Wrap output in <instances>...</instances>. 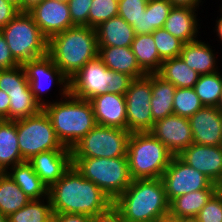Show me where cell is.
<instances>
[{
    "mask_svg": "<svg viewBox=\"0 0 222 222\" xmlns=\"http://www.w3.org/2000/svg\"><path fill=\"white\" fill-rule=\"evenodd\" d=\"M49 40L52 36L73 27L68 3L44 0L28 12Z\"/></svg>",
    "mask_w": 222,
    "mask_h": 222,
    "instance_id": "2e32d148",
    "label": "cell"
},
{
    "mask_svg": "<svg viewBox=\"0 0 222 222\" xmlns=\"http://www.w3.org/2000/svg\"><path fill=\"white\" fill-rule=\"evenodd\" d=\"M152 35L158 54L163 61L180 56L184 43L164 27L156 29Z\"/></svg>",
    "mask_w": 222,
    "mask_h": 222,
    "instance_id": "e575fe53",
    "label": "cell"
},
{
    "mask_svg": "<svg viewBox=\"0 0 222 222\" xmlns=\"http://www.w3.org/2000/svg\"><path fill=\"white\" fill-rule=\"evenodd\" d=\"M135 35L150 34V19H149V0L145 11L138 19V24L133 28Z\"/></svg>",
    "mask_w": 222,
    "mask_h": 222,
    "instance_id": "7dc6e473",
    "label": "cell"
},
{
    "mask_svg": "<svg viewBox=\"0 0 222 222\" xmlns=\"http://www.w3.org/2000/svg\"><path fill=\"white\" fill-rule=\"evenodd\" d=\"M203 106L194 88H176L173 114L189 118Z\"/></svg>",
    "mask_w": 222,
    "mask_h": 222,
    "instance_id": "836d02e7",
    "label": "cell"
},
{
    "mask_svg": "<svg viewBox=\"0 0 222 222\" xmlns=\"http://www.w3.org/2000/svg\"><path fill=\"white\" fill-rule=\"evenodd\" d=\"M98 57L108 69L125 73L133 79L147 75L139 66L131 46H98Z\"/></svg>",
    "mask_w": 222,
    "mask_h": 222,
    "instance_id": "44dd1931",
    "label": "cell"
},
{
    "mask_svg": "<svg viewBox=\"0 0 222 222\" xmlns=\"http://www.w3.org/2000/svg\"><path fill=\"white\" fill-rule=\"evenodd\" d=\"M34 172L49 188L72 166L71 150H48L28 161Z\"/></svg>",
    "mask_w": 222,
    "mask_h": 222,
    "instance_id": "d6986e66",
    "label": "cell"
},
{
    "mask_svg": "<svg viewBox=\"0 0 222 222\" xmlns=\"http://www.w3.org/2000/svg\"><path fill=\"white\" fill-rule=\"evenodd\" d=\"M118 16V0H93L89 10L88 27L96 28L104 21Z\"/></svg>",
    "mask_w": 222,
    "mask_h": 222,
    "instance_id": "8d00e7d4",
    "label": "cell"
},
{
    "mask_svg": "<svg viewBox=\"0 0 222 222\" xmlns=\"http://www.w3.org/2000/svg\"><path fill=\"white\" fill-rule=\"evenodd\" d=\"M59 100L48 102L43 110L59 141L64 147L72 149L97 125L93 107L89 100L76 98L70 93Z\"/></svg>",
    "mask_w": 222,
    "mask_h": 222,
    "instance_id": "277c9868",
    "label": "cell"
},
{
    "mask_svg": "<svg viewBox=\"0 0 222 222\" xmlns=\"http://www.w3.org/2000/svg\"><path fill=\"white\" fill-rule=\"evenodd\" d=\"M45 200V201H44ZM53 210L49 197L31 200L8 216V222H52Z\"/></svg>",
    "mask_w": 222,
    "mask_h": 222,
    "instance_id": "4dcf8cb0",
    "label": "cell"
},
{
    "mask_svg": "<svg viewBox=\"0 0 222 222\" xmlns=\"http://www.w3.org/2000/svg\"><path fill=\"white\" fill-rule=\"evenodd\" d=\"M52 222H92V217L75 213H53Z\"/></svg>",
    "mask_w": 222,
    "mask_h": 222,
    "instance_id": "bcb514c9",
    "label": "cell"
},
{
    "mask_svg": "<svg viewBox=\"0 0 222 222\" xmlns=\"http://www.w3.org/2000/svg\"><path fill=\"white\" fill-rule=\"evenodd\" d=\"M48 55L70 79L98 56L96 30L88 26H73L52 36L48 40Z\"/></svg>",
    "mask_w": 222,
    "mask_h": 222,
    "instance_id": "3957f363",
    "label": "cell"
},
{
    "mask_svg": "<svg viewBox=\"0 0 222 222\" xmlns=\"http://www.w3.org/2000/svg\"><path fill=\"white\" fill-rule=\"evenodd\" d=\"M56 1H60V2H65V3H67L69 0H56Z\"/></svg>",
    "mask_w": 222,
    "mask_h": 222,
    "instance_id": "680465c9",
    "label": "cell"
},
{
    "mask_svg": "<svg viewBox=\"0 0 222 222\" xmlns=\"http://www.w3.org/2000/svg\"><path fill=\"white\" fill-rule=\"evenodd\" d=\"M173 5L168 0H149L150 34L163 28Z\"/></svg>",
    "mask_w": 222,
    "mask_h": 222,
    "instance_id": "f35d334b",
    "label": "cell"
},
{
    "mask_svg": "<svg viewBox=\"0 0 222 222\" xmlns=\"http://www.w3.org/2000/svg\"><path fill=\"white\" fill-rule=\"evenodd\" d=\"M13 4L15 7L19 9L20 12H22V0H6Z\"/></svg>",
    "mask_w": 222,
    "mask_h": 222,
    "instance_id": "db71d44e",
    "label": "cell"
},
{
    "mask_svg": "<svg viewBox=\"0 0 222 222\" xmlns=\"http://www.w3.org/2000/svg\"><path fill=\"white\" fill-rule=\"evenodd\" d=\"M22 66L34 98L42 108L49 102V100L45 102L42 94H46L49 90H51L50 88L52 84L59 85V94L62 98L66 97L70 93L69 79L55 65L53 59L48 54L43 57L24 62Z\"/></svg>",
    "mask_w": 222,
    "mask_h": 222,
    "instance_id": "8fae6325",
    "label": "cell"
},
{
    "mask_svg": "<svg viewBox=\"0 0 222 222\" xmlns=\"http://www.w3.org/2000/svg\"><path fill=\"white\" fill-rule=\"evenodd\" d=\"M44 0H22V12H29Z\"/></svg>",
    "mask_w": 222,
    "mask_h": 222,
    "instance_id": "f907efd6",
    "label": "cell"
},
{
    "mask_svg": "<svg viewBox=\"0 0 222 222\" xmlns=\"http://www.w3.org/2000/svg\"><path fill=\"white\" fill-rule=\"evenodd\" d=\"M10 97L9 121H16L39 113L43 108L35 100L31 88L27 91L7 92Z\"/></svg>",
    "mask_w": 222,
    "mask_h": 222,
    "instance_id": "1f68e13d",
    "label": "cell"
},
{
    "mask_svg": "<svg viewBox=\"0 0 222 222\" xmlns=\"http://www.w3.org/2000/svg\"><path fill=\"white\" fill-rule=\"evenodd\" d=\"M25 162L19 150L16 121L0 120V172Z\"/></svg>",
    "mask_w": 222,
    "mask_h": 222,
    "instance_id": "cb8c5ba5",
    "label": "cell"
},
{
    "mask_svg": "<svg viewBox=\"0 0 222 222\" xmlns=\"http://www.w3.org/2000/svg\"><path fill=\"white\" fill-rule=\"evenodd\" d=\"M0 31L12 56L21 65L48 54V39L28 12H19Z\"/></svg>",
    "mask_w": 222,
    "mask_h": 222,
    "instance_id": "52a82bcc",
    "label": "cell"
},
{
    "mask_svg": "<svg viewBox=\"0 0 222 222\" xmlns=\"http://www.w3.org/2000/svg\"><path fill=\"white\" fill-rule=\"evenodd\" d=\"M219 190L222 192V184L219 186Z\"/></svg>",
    "mask_w": 222,
    "mask_h": 222,
    "instance_id": "91938a15",
    "label": "cell"
},
{
    "mask_svg": "<svg viewBox=\"0 0 222 222\" xmlns=\"http://www.w3.org/2000/svg\"><path fill=\"white\" fill-rule=\"evenodd\" d=\"M31 199L20 189L7 172H0V212L9 216L27 205Z\"/></svg>",
    "mask_w": 222,
    "mask_h": 222,
    "instance_id": "f1b7e54d",
    "label": "cell"
},
{
    "mask_svg": "<svg viewBox=\"0 0 222 222\" xmlns=\"http://www.w3.org/2000/svg\"><path fill=\"white\" fill-rule=\"evenodd\" d=\"M152 84L151 73L133 79L125 93L127 108V130L150 132L154 121L151 113Z\"/></svg>",
    "mask_w": 222,
    "mask_h": 222,
    "instance_id": "30bf717a",
    "label": "cell"
},
{
    "mask_svg": "<svg viewBox=\"0 0 222 222\" xmlns=\"http://www.w3.org/2000/svg\"><path fill=\"white\" fill-rule=\"evenodd\" d=\"M174 155L150 132H133L127 146L132 179L161 178Z\"/></svg>",
    "mask_w": 222,
    "mask_h": 222,
    "instance_id": "5b68a950",
    "label": "cell"
},
{
    "mask_svg": "<svg viewBox=\"0 0 222 222\" xmlns=\"http://www.w3.org/2000/svg\"><path fill=\"white\" fill-rule=\"evenodd\" d=\"M217 108L219 109L220 112H222V94H221V97H220L219 104H218Z\"/></svg>",
    "mask_w": 222,
    "mask_h": 222,
    "instance_id": "6f0895ef",
    "label": "cell"
},
{
    "mask_svg": "<svg viewBox=\"0 0 222 222\" xmlns=\"http://www.w3.org/2000/svg\"><path fill=\"white\" fill-rule=\"evenodd\" d=\"M20 65L12 56L2 32L0 31V70Z\"/></svg>",
    "mask_w": 222,
    "mask_h": 222,
    "instance_id": "7bdbcfd3",
    "label": "cell"
},
{
    "mask_svg": "<svg viewBox=\"0 0 222 222\" xmlns=\"http://www.w3.org/2000/svg\"><path fill=\"white\" fill-rule=\"evenodd\" d=\"M93 0H69L68 6L74 26H88L89 10Z\"/></svg>",
    "mask_w": 222,
    "mask_h": 222,
    "instance_id": "60d3db41",
    "label": "cell"
},
{
    "mask_svg": "<svg viewBox=\"0 0 222 222\" xmlns=\"http://www.w3.org/2000/svg\"><path fill=\"white\" fill-rule=\"evenodd\" d=\"M131 48L139 66L147 74L156 73L160 69L163 60L158 54L152 33L135 35Z\"/></svg>",
    "mask_w": 222,
    "mask_h": 222,
    "instance_id": "f546056e",
    "label": "cell"
},
{
    "mask_svg": "<svg viewBox=\"0 0 222 222\" xmlns=\"http://www.w3.org/2000/svg\"><path fill=\"white\" fill-rule=\"evenodd\" d=\"M215 55L212 46L199 39L183 44L180 53V57L186 65L198 72L199 75L210 74L220 70L216 61L218 59Z\"/></svg>",
    "mask_w": 222,
    "mask_h": 222,
    "instance_id": "7402d4cb",
    "label": "cell"
},
{
    "mask_svg": "<svg viewBox=\"0 0 222 222\" xmlns=\"http://www.w3.org/2000/svg\"><path fill=\"white\" fill-rule=\"evenodd\" d=\"M92 222H125L120 211L112 204L107 210L92 217Z\"/></svg>",
    "mask_w": 222,
    "mask_h": 222,
    "instance_id": "f6af8a7d",
    "label": "cell"
},
{
    "mask_svg": "<svg viewBox=\"0 0 222 222\" xmlns=\"http://www.w3.org/2000/svg\"><path fill=\"white\" fill-rule=\"evenodd\" d=\"M72 165L86 179L98 186L112 201L131 184L128 157L72 158Z\"/></svg>",
    "mask_w": 222,
    "mask_h": 222,
    "instance_id": "8992f818",
    "label": "cell"
},
{
    "mask_svg": "<svg viewBox=\"0 0 222 222\" xmlns=\"http://www.w3.org/2000/svg\"><path fill=\"white\" fill-rule=\"evenodd\" d=\"M128 130L96 125L71 149L72 158H116L127 156Z\"/></svg>",
    "mask_w": 222,
    "mask_h": 222,
    "instance_id": "9c48e42d",
    "label": "cell"
},
{
    "mask_svg": "<svg viewBox=\"0 0 222 222\" xmlns=\"http://www.w3.org/2000/svg\"><path fill=\"white\" fill-rule=\"evenodd\" d=\"M95 30L98 46L128 47L135 38L133 27L120 16L104 21Z\"/></svg>",
    "mask_w": 222,
    "mask_h": 222,
    "instance_id": "603a6c76",
    "label": "cell"
},
{
    "mask_svg": "<svg viewBox=\"0 0 222 222\" xmlns=\"http://www.w3.org/2000/svg\"><path fill=\"white\" fill-rule=\"evenodd\" d=\"M197 12V13H196ZM198 10L190 7L173 6L167 17L164 28L184 44L198 39Z\"/></svg>",
    "mask_w": 222,
    "mask_h": 222,
    "instance_id": "ffe728a7",
    "label": "cell"
},
{
    "mask_svg": "<svg viewBox=\"0 0 222 222\" xmlns=\"http://www.w3.org/2000/svg\"><path fill=\"white\" fill-rule=\"evenodd\" d=\"M220 10V18L218 19L217 17V20H216V25H215V30L214 32L216 31V35L218 36L219 40L221 41L222 43V7Z\"/></svg>",
    "mask_w": 222,
    "mask_h": 222,
    "instance_id": "816d5d0a",
    "label": "cell"
},
{
    "mask_svg": "<svg viewBox=\"0 0 222 222\" xmlns=\"http://www.w3.org/2000/svg\"><path fill=\"white\" fill-rule=\"evenodd\" d=\"M219 188H206L179 196L169 202V216L174 218L197 217L200 210Z\"/></svg>",
    "mask_w": 222,
    "mask_h": 222,
    "instance_id": "d4e9b609",
    "label": "cell"
},
{
    "mask_svg": "<svg viewBox=\"0 0 222 222\" xmlns=\"http://www.w3.org/2000/svg\"><path fill=\"white\" fill-rule=\"evenodd\" d=\"M156 222H183V218L178 219L171 216H166L158 219Z\"/></svg>",
    "mask_w": 222,
    "mask_h": 222,
    "instance_id": "f5cc1de1",
    "label": "cell"
},
{
    "mask_svg": "<svg viewBox=\"0 0 222 222\" xmlns=\"http://www.w3.org/2000/svg\"><path fill=\"white\" fill-rule=\"evenodd\" d=\"M93 107L97 125L127 130V108L125 95L105 93L89 100Z\"/></svg>",
    "mask_w": 222,
    "mask_h": 222,
    "instance_id": "ac0fdd59",
    "label": "cell"
},
{
    "mask_svg": "<svg viewBox=\"0 0 222 222\" xmlns=\"http://www.w3.org/2000/svg\"><path fill=\"white\" fill-rule=\"evenodd\" d=\"M161 179L169 202L190 192L219 188L204 174L187 165L178 156L172 157Z\"/></svg>",
    "mask_w": 222,
    "mask_h": 222,
    "instance_id": "7c38bea8",
    "label": "cell"
},
{
    "mask_svg": "<svg viewBox=\"0 0 222 222\" xmlns=\"http://www.w3.org/2000/svg\"><path fill=\"white\" fill-rule=\"evenodd\" d=\"M16 128L19 150L24 161L48 150H71L59 141L43 109L33 116L16 120Z\"/></svg>",
    "mask_w": 222,
    "mask_h": 222,
    "instance_id": "ba28073f",
    "label": "cell"
},
{
    "mask_svg": "<svg viewBox=\"0 0 222 222\" xmlns=\"http://www.w3.org/2000/svg\"><path fill=\"white\" fill-rule=\"evenodd\" d=\"M173 6L181 7H190L199 9L200 3H203L202 0H168Z\"/></svg>",
    "mask_w": 222,
    "mask_h": 222,
    "instance_id": "681fc988",
    "label": "cell"
},
{
    "mask_svg": "<svg viewBox=\"0 0 222 222\" xmlns=\"http://www.w3.org/2000/svg\"><path fill=\"white\" fill-rule=\"evenodd\" d=\"M30 84L26 78L23 66L0 70V90L7 92L27 91Z\"/></svg>",
    "mask_w": 222,
    "mask_h": 222,
    "instance_id": "d590c367",
    "label": "cell"
},
{
    "mask_svg": "<svg viewBox=\"0 0 222 222\" xmlns=\"http://www.w3.org/2000/svg\"><path fill=\"white\" fill-rule=\"evenodd\" d=\"M150 133L160 140L174 156H178L193 143L188 118L175 114L156 121Z\"/></svg>",
    "mask_w": 222,
    "mask_h": 222,
    "instance_id": "5bb4252c",
    "label": "cell"
},
{
    "mask_svg": "<svg viewBox=\"0 0 222 222\" xmlns=\"http://www.w3.org/2000/svg\"><path fill=\"white\" fill-rule=\"evenodd\" d=\"M7 173L31 200L48 197L49 188L34 172L28 161L16 164Z\"/></svg>",
    "mask_w": 222,
    "mask_h": 222,
    "instance_id": "484cf974",
    "label": "cell"
},
{
    "mask_svg": "<svg viewBox=\"0 0 222 222\" xmlns=\"http://www.w3.org/2000/svg\"><path fill=\"white\" fill-rule=\"evenodd\" d=\"M193 143L222 146V112L214 106H203L188 118Z\"/></svg>",
    "mask_w": 222,
    "mask_h": 222,
    "instance_id": "e0dca14e",
    "label": "cell"
},
{
    "mask_svg": "<svg viewBox=\"0 0 222 222\" xmlns=\"http://www.w3.org/2000/svg\"><path fill=\"white\" fill-rule=\"evenodd\" d=\"M156 74L176 88H193L200 76L180 56L164 60Z\"/></svg>",
    "mask_w": 222,
    "mask_h": 222,
    "instance_id": "83f0119b",
    "label": "cell"
},
{
    "mask_svg": "<svg viewBox=\"0 0 222 222\" xmlns=\"http://www.w3.org/2000/svg\"><path fill=\"white\" fill-rule=\"evenodd\" d=\"M69 81L71 95L90 100L96 95L110 93L111 70L97 56L88 61Z\"/></svg>",
    "mask_w": 222,
    "mask_h": 222,
    "instance_id": "4fadbf2b",
    "label": "cell"
},
{
    "mask_svg": "<svg viewBox=\"0 0 222 222\" xmlns=\"http://www.w3.org/2000/svg\"><path fill=\"white\" fill-rule=\"evenodd\" d=\"M178 157L198 170L214 184H222V146H206L192 143Z\"/></svg>",
    "mask_w": 222,
    "mask_h": 222,
    "instance_id": "9a60e30c",
    "label": "cell"
},
{
    "mask_svg": "<svg viewBox=\"0 0 222 222\" xmlns=\"http://www.w3.org/2000/svg\"><path fill=\"white\" fill-rule=\"evenodd\" d=\"M147 3L148 0H118V16L134 28L145 11Z\"/></svg>",
    "mask_w": 222,
    "mask_h": 222,
    "instance_id": "74e56055",
    "label": "cell"
},
{
    "mask_svg": "<svg viewBox=\"0 0 222 222\" xmlns=\"http://www.w3.org/2000/svg\"><path fill=\"white\" fill-rule=\"evenodd\" d=\"M151 84V113L153 121L156 122L173 114V100L176 87L156 73H151Z\"/></svg>",
    "mask_w": 222,
    "mask_h": 222,
    "instance_id": "4316f807",
    "label": "cell"
},
{
    "mask_svg": "<svg viewBox=\"0 0 222 222\" xmlns=\"http://www.w3.org/2000/svg\"><path fill=\"white\" fill-rule=\"evenodd\" d=\"M0 222H8V217L0 212Z\"/></svg>",
    "mask_w": 222,
    "mask_h": 222,
    "instance_id": "9f6ffc18",
    "label": "cell"
},
{
    "mask_svg": "<svg viewBox=\"0 0 222 222\" xmlns=\"http://www.w3.org/2000/svg\"><path fill=\"white\" fill-rule=\"evenodd\" d=\"M53 213H75L90 217L107 210L113 201L72 165L48 189Z\"/></svg>",
    "mask_w": 222,
    "mask_h": 222,
    "instance_id": "6da1fadb",
    "label": "cell"
},
{
    "mask_svg": "<svg viewBox=\"0 0 222 222\" xmlns=\"http://www.w3.org/2000/svg\"><path fill=\"white\" fill-rule=\"evenodd\" d=\"M133 78L125 73L111 70L110 93L125 95Z\"/></svg>",
    "mask_w": 222,
    "mask_h": 222,
    "instance_id": "b9f144b4",
    "label": "cell"
},
{
    "mask_svg": "<svg viewBox=\"0 0 222 222\" xmlns=\"http://www.w3.org/2000/svg\"><path fill=\"white\" fill-rule=\"evenodd\" d=\"M113 205L125 222H156L169 215V201L161 178L132 180Z\"/></svg>",
    "mask_w": 222,
    "mask_h": 222,
    "instance_id": "7a4b0ae2",
    "label": "cell"
},
{
    "mask_svg": "<svg viewBox=\"0 0 222 222\" xmlns=\"http://www.w3.org/2000/svg\"><path fill=\"white\" fill-rule=\"evenodd\" d=\"M199 222H222V192L218 190L200 210Z\"/></svg>",
    "mask_w": 222,
    "mask_h": 222,
    "instance_id": "ab89813d",
    "label": "cell"
},
{
    "mask_svg": "<svg viewBox=\"0 0 222 222\" xmlns=\"http://www.w3.org/2000/svg\"><path fill=\"white\" fill-rule=\"evenodd\" d=\"M183 222H199L196 217L183 218Z\"/></svg>",
    "mask_w": 222,
    "mask_h": 222,
    "instance_id": "11a10c76",
    "label": "cell"
},
{
    "mask_svg": "<svg viewBox=\"0 0 222 222\" xmlns=\"http://www.w3.org/2000/svg\"><path fill=\"white\" fill-rule=\"evenodd\" d=\"M214 72L200 75L194 90L204 106L217 107L222 94V74Z\"/></svg>",
    "mask_w": 222,
    "mask_h": 222,
    "instance_id": "d6a6232c",
    "label": "cell"
},
{
    "mask_svg": "<svg viewBox=\"0 0 222 222\" xmlns=\"http://www.w3.org/2000/svg\"><path fill=\"white\" fill-rule=\"evenodd\" d=\"M10 97L0 90V120H9Z\"/></svg>",
    "mask_w": 222,
    "mask_h": 222,
    "instance_id": "c3c4849f",
    "label": "cell"
},
{
    "mask_svg": "<svg viewBox=\"0 0 222 222\" xmlns=\"http://www.w3.org/2000/svg\"><path fill=\"white\" fill-rule=\"evenodd\" d=\"M19 12V9L10 2L0 0V29L5 27Z\"/></svg>",
    "mask_w": 222,
    "mask_h": 222,
    "instance_id": "ee69618b",
    "label": "cell"
}]
</instances>
